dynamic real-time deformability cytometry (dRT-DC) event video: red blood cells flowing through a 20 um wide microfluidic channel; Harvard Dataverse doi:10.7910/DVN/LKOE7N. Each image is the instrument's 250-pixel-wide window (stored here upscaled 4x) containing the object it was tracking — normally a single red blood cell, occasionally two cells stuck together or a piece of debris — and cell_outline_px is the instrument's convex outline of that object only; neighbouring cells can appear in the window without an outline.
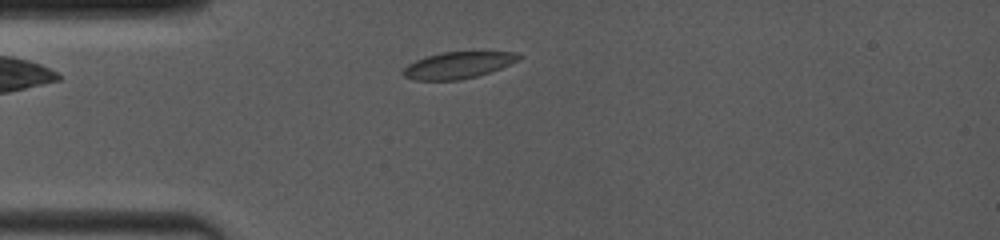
{"species": "common noctule bat (a hibernating species)", "species_latin": "Nyctalus noctula", "temperature_condition": "room temperature", "stored_images_in_passage": 11, "camera_frame_rate_fps": 4000, "um_per_image_px": 0.085, "animal": {"sex": "female", "body_mass_g": 19.0, "forearm_length_mm": 53.3}, "frame": {"image": 1, "passage_image": 7, "time_ms": 1.25, "image_size_px": [1000, 240], "cell_outline_px": [[524, 56], [520, 60], [512, 64], [476, 76], [460, 80], [412, 80], [404, 76], [404, 68], [408, 64], [416, 60], [440, 52], [516, 52]], "centroid_in_image_um": [38.97, 5.53], "position_along_channel_um": 46.0, "area_um2": 17.86}}